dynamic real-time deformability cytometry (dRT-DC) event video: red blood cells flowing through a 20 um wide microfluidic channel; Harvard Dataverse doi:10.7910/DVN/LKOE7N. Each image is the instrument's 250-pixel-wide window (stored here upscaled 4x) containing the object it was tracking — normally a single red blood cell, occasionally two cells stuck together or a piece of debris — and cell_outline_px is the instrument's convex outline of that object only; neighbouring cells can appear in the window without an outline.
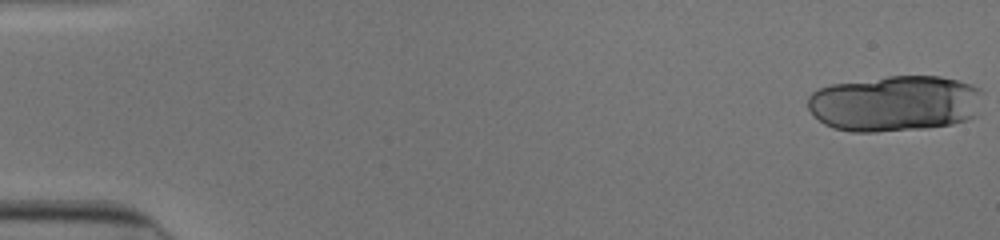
{"species": "human", "species_latin": "Homo sapiens", "temperature_condition": "cold", "stored_images_in_passage": 19, "camera_frame_rate_fps": 3000, "um_per_image_px": 0.085, "donor": {"sex": "male"}, "frame": {"image": 1, "passage_image": 1, "time_ms": 0.0, "image_size_px": [1000, 240], "cell_outline_px": [[984, 92], [976, 116], [968, 120], [952, 124], [924, 128], [876, 132], [852, 132], [832, 128], [824, 124], [808, 108], [808, 96], [812, 92], [820, 88], [832, 84], [888, 76], [940, 76], [972, 84], [980, 88]], "centroid_in_image_um": [76.1, 8.79], "position_along_channel_um": 8.9, "area_um2": 57.51}}